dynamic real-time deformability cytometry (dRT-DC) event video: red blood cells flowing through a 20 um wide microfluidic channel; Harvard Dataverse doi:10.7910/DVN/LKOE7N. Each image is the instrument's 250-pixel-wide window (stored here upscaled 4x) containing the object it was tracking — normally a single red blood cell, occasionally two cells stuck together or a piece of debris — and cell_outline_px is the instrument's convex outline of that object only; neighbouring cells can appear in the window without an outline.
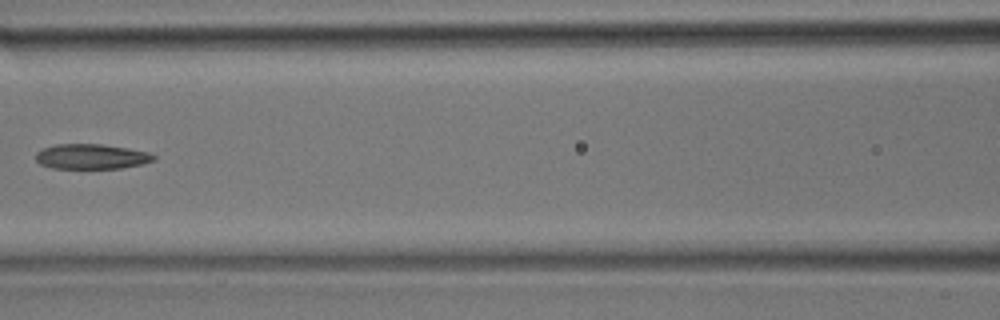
{"species": "common noctule bat (a hibernating species)", "species_latin": "Nyctalus noctula", "temperature_condition": "room temperature", "stored_images_in_passage": 24, "camera_frame_rate_fps": 3000, "um_per_image_px": 0.085, "animal": {"sex": "male", "body_mass_g": 17.9}, "frame": {"image": 1, "passage_image": 9, "time_ms": 2.667, "image_size_px": [1000, 320], "cell_outline_px": [[156, 160], [140, 164], [120, 168], [52, 168], [40, 164], [36, 160], [36, 152], [44, 148], [56, 144], [100, 144], [128, 148], [148, 152], [156, 156]], "centroid_in_image_um": [7.76, 13.3], "position_along_channel_um": 158.8, "area_um2": 17.11}}